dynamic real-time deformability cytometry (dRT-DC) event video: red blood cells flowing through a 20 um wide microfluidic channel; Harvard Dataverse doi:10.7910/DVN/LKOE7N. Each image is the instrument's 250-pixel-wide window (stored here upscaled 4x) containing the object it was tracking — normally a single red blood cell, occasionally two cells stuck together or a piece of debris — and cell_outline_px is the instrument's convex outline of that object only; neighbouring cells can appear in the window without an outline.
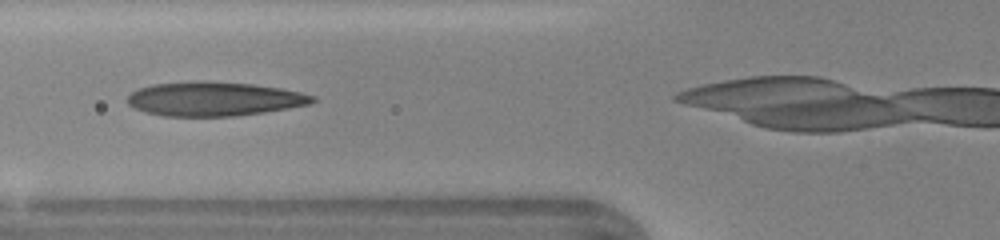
{"species": "human", "species_latin": "Homo sapiens", "temperature_condition": "warm", "stored_images_in_passage": 21, "camera_frame_rate_fps": 3000, "um_per_image_px": 0.085, "donor": {"sex": "female"}, "frame": {"image": 1, "passage_image": 10, "time_ms": 3.0, "image_size_px": [1000, 240], "cell_outline_px": [[316, 100], [308, 104], [288, 108], [264, 112], [236, 116], [164, 116], [144, 112], [128, 104], [124, 100], [132, 92], [140, 88], [152, 84], [252, 84], [280, 88], [300, 92], [316, 96]], "centroid_in_image_um": [18.21, 8.46], "position_along_channel_um": 107.6, "area_um2": 35.43}}